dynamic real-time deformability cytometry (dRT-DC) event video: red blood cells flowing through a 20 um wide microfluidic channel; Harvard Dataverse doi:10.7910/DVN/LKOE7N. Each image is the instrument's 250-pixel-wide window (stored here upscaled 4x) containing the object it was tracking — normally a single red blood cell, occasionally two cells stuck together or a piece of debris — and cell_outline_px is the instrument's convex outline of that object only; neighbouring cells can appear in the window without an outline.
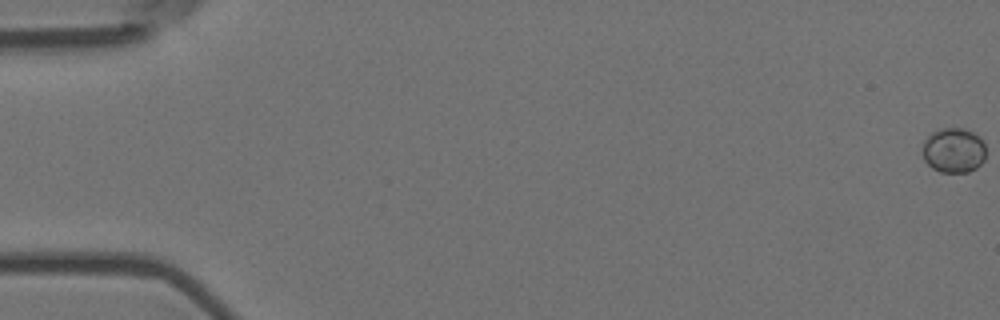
{"species": "Egyptian fruit bat (a non-hibernating species)", "species_latin": "Rousettus aegyptiacus", "temperature_condition": "room temperature", "stored_images_in_passage": 5, "camera_frame_rate_fps": 3000, "um_per_image_px": 0.085, "animal": {"sex": "female"}, "frame": {"image": 1, "passage_image": 1, "time_ms": 0.0, "image_size_px": [1000, 320], "cell_outline_px": [[984, 160], [976, 168], [968, 172], [940, 172], [932, 168], [924, 160], [924, 140], [932, 132], [940, 128], [964, 128], [980, 136], [984, 140]], "centroid_in_image_um": [81.07, 12.77], "position_along_channel_um": 3.9, "area_um2": 16.59}}
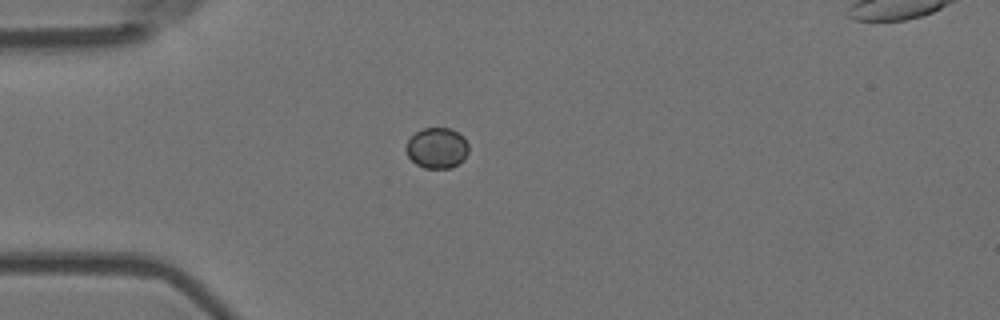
{"frame": {"image": 2, "passage_image": 5, "time_ms": 1.333, "image_size_px": [1000, 320], "cell_outline_px": [[468, 152], [452, 168], [424, 168], [416, 164], [408, 156], [404, 148], [408, 140], [416, 132], [424, 128], [452, 128], [464, 136], [468, 144]], "centroid_in_image_um": [37.12, 12.56], "position_along_channel_um": 47.9, "area_um2": 14.8}}